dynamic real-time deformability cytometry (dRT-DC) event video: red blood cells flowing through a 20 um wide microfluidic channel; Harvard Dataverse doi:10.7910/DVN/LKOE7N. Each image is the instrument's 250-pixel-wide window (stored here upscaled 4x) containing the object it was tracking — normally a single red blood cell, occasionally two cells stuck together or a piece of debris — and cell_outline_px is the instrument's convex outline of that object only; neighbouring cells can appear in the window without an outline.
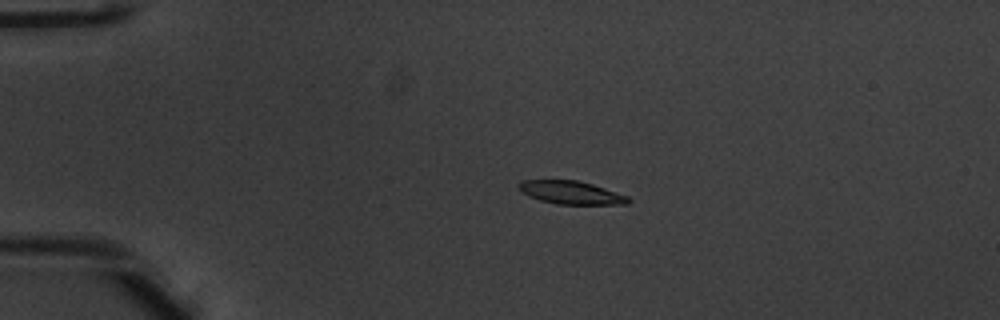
{"species": "common noctule bat (a hibernating species)", "species_latin": "Nyctalus noctula", "temperature_condition": "warm", "stored_images_in_passage": 41, "camera_frame_rate_fps": 3000, "um_per_image_px": 0.085, "animal": {"sex": "male", "body_mass_g": 20.1, "forearm_length_mm": 53.5}, "frame": {"image": 1, "passage_image": 1, "time_ms": 0.0, "image_size_px": [1000, 320], "cell_outline_px": [[632, 200], [628, 204], [556, 204], [540, 200], [528, 196], [520, 192], [516, 188], [520, 180], [576, 180], [592, 184], [628, 196]], "centroid_in_image_um": [48.49, 16.37], "position_along_channel_um": 36.5, "area_um2": 14.85}}
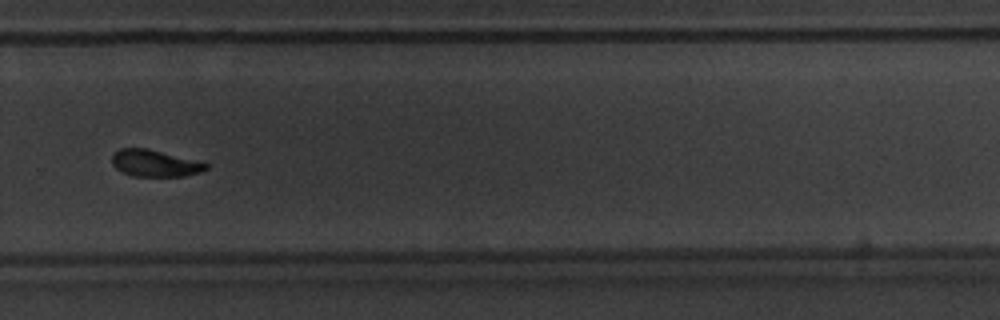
{"frame": {"image": 2, "passage_image": 26, "time_ms": 8.333, "image_size_px": [1000, 320], "cell_outline_px": [[208, 168], [200, 172], [184, 176], [132, 176], [116, 168], [112, 164], [112, 156], [120, 148], [148, 148], [204, 160], [208, 164]], "centroid_in_image_um": [13.25, 13.86], "position_along_channel_um": 316.6, "area_um2": 15.03}}
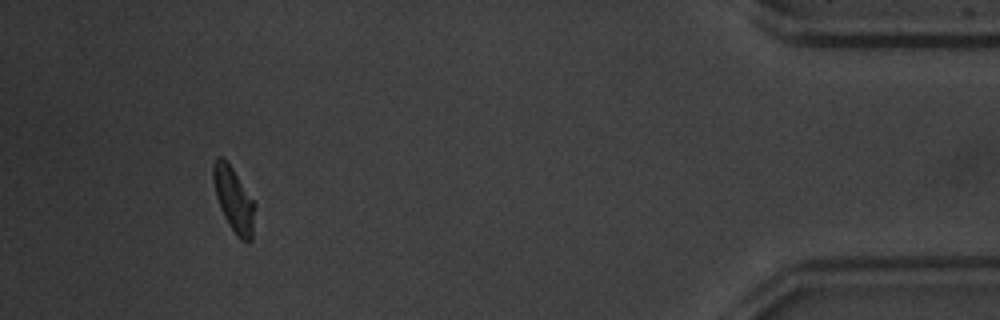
{"frame": {"image": 3, "passage_image": 38, "time_ms": 12.333, "image_size_px": [1000, 320], "cell_outline_px": [[256, 204], [252, 240], [248, 244], [240, 240], [236, 236], [228, 224], [220, 208], [216, 196], [212, 180], [212, 164], [216, 156], [224, 156]], "centroid_in_image_um": [19.86, 16.98], "position_along_channel_um": 415.3, "area_um2": 16.07}, "authors_computed_cell_mechanics": {"area_um2": 15.7216, "velocity_mm_per_s": 3.9281, "shape_relaxation_time_tau1_ms": 2.1713, "shape_relaxation_time_tau2_ms": 2.5065, "deformation_change_tau1": 0.1412, "deformation_change_tau2": 0.0737}}